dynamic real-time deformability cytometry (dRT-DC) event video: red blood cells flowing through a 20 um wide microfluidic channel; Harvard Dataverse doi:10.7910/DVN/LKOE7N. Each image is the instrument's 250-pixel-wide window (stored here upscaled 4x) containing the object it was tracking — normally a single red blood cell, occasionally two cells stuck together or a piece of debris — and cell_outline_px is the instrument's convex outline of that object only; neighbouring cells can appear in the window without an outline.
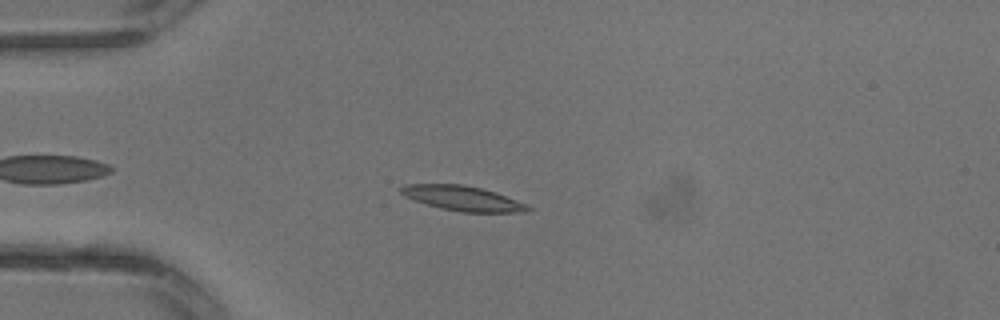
{"species": "common noctule bat (a hibernating species)", "species_latin": "Nyctalus noctula", "temperature_condition": "warm", "stored_images_in_passage": 2, "camera_frame_rate_fps": 3000, "um_per_image_px": 0.085, "animal": {"sex": "male", "body_mass_g": 13.3}, "frame": {"image": 1, "passage_image": 2, "time_ms": 0.333, "image_size_px": [1000, 320], "cell_outline_px": [[532, 208], [528, 212], [464, 212], [440, 208], [404, 196], [400, 192], [400, 188], [404, 184], [464, 184], [496, 192], [528, 204]], "centroid_in_image_um": [39.37, 16.85], "position_along_channel_um": 45.6, "area_um2": 18.32}}